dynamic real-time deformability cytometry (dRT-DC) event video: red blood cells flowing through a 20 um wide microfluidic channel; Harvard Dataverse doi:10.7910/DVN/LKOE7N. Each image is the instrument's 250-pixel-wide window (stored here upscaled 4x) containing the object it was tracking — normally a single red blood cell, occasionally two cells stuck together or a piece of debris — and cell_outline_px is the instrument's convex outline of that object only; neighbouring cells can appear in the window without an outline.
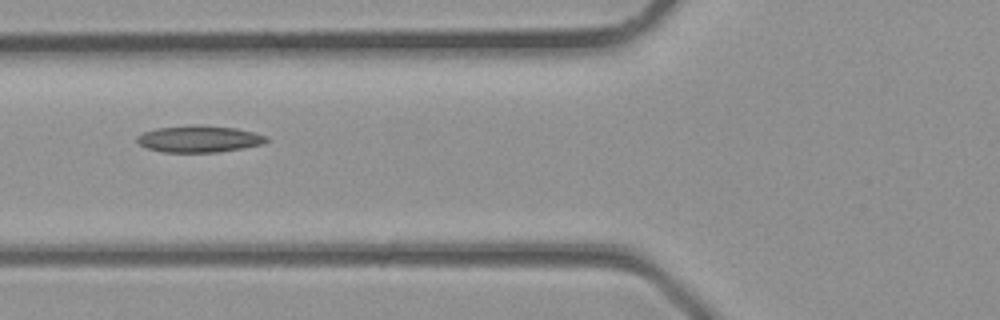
{"species": "common noctule bat (a hibernating species)", "species_latin": "Nyctalus noctula", "temperature_condition": "room temperature", "stored_images_in_passage": 4, "camera_frame_rate_fps": 3000, "um_per_image_px": 0.085, "animal": {"sex": "male", "body_mass_g": 23.1, "forearm_length_mm": 52.7}, "frame": {"image": 1, "passage_image": 4, "time_ms": 1.0, "image_size_px": [1000, 320], "cell_outline_px": [[268, 140], [264, 144], [216, 152], [164, 152], [148, 148], [140, 144], [136, 140], [136, 136], [144, 132], [156, 128], [236, 128], [268, 136]], "centroid_in_image_um": [16.93, 11.86], "position_along_channel_um": 108.9, "area_um2": 18.9}}